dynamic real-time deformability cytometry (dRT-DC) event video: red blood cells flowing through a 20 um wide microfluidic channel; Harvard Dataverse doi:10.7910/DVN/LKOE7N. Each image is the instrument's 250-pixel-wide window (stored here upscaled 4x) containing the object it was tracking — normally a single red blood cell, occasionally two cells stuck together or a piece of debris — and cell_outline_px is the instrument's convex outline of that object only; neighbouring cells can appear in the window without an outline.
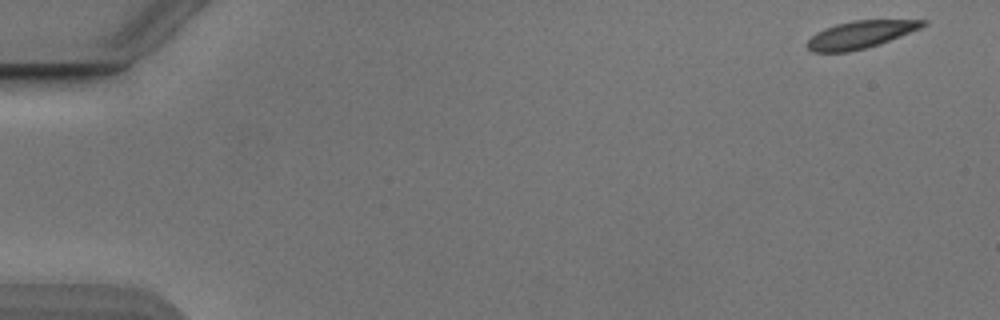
{"species": "Egyptian fruit bat (a non-hibernating species)", "species_latin": "Rousettus aegyptiacus", "temperature_condition": "cold", "stored_images_in_passage": 12, "camera_frame_rate_fps": 3000, "um_per_image_px": 0.085, "animal": {"sex": "male"}, "frame": {"image": 1, "passage_image": 1, "time_ms": 0.0, "image_size_px": [1000, 320], "cell_outline_px": [[928, 24], [920, 28], [880, 44], [848, 52], [812, 52], [808, 48], [808, 40], [816, 32], [824, 28], [836, 24], [852, 20], [928, 20]], "centroid_in_image_um": [73.14, 2.93], "position_along_channel_um": 11.9, "area_um2": 18.38}}